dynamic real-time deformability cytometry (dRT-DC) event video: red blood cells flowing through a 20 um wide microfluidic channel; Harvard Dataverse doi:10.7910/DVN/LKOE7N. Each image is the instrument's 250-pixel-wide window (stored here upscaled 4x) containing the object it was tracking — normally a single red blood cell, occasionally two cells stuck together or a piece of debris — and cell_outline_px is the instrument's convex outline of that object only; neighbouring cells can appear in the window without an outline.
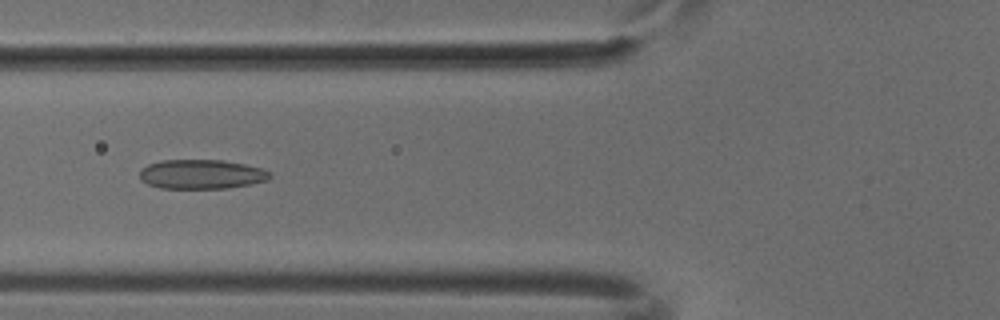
{"species": "common noctule bat (a hibernating species)", "species_latin": "Nyctalus noctula", "temperature_condition": "cold", "stored_images_in_passage": 49, "camera_frame_rate_fps": 3000, "um_per_image_px": 0.085, "animal": {"sex": "male", "body_mass_g": 18.8}, "frame": {"image": 1, "passage_image": 18, "time_ms": 5.667, "image_size_px": [1000, 320], "cell_outline_px": [[272, 176], [268, 180], [228, 188], [160, 188], [148, 184], [140, 180], [140, 168], [148, 164], [160, 160], [224, 160], [244, 164], [260, 168], [272, 172]], "centroid_in_image_um": [17.1, 14.8], "position_along_channel_um": 108.7, "area_um2": 22.37}}
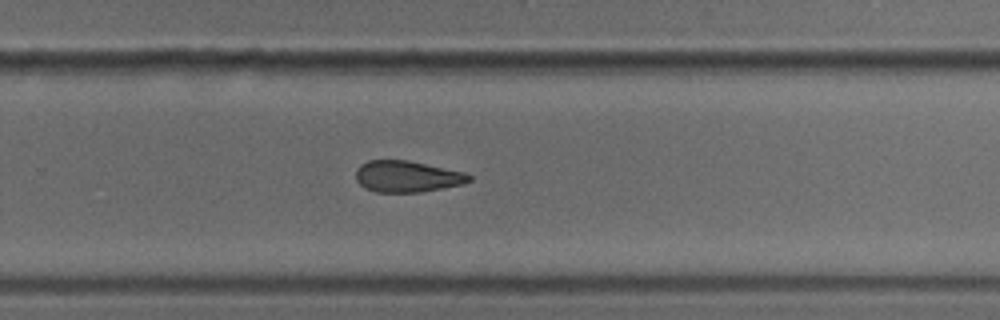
{"frame": {"image": 2, "passage_image": 32, "time_ms": 10.333, "image_size_px": [1000, 320], "cell_outline_px": [[472, 180], [464, 184], [420, 192], [376, 192], [364, 188], [356, 180], [356, 168], [360, 164], [368, 160], [408, 160], [464, 172], [472, 176]], "centroid_in_image_um": [34.59, 15.0], "position_along_channel_um": 295.2, "area_um2": 20.81}}
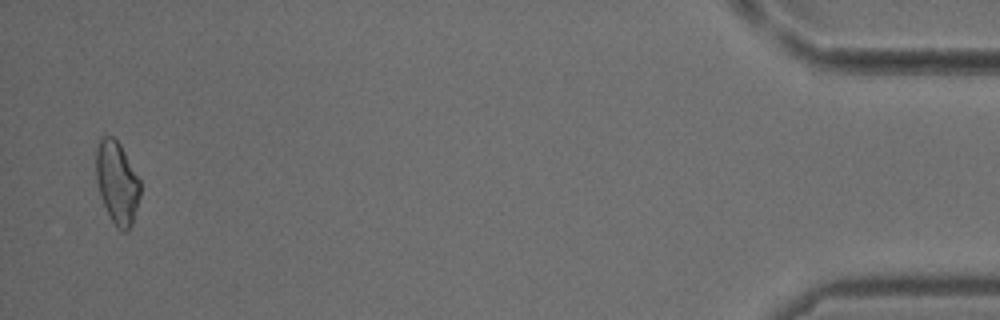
{"frame": {"image": 3, "passage_image": 48, "time_ms": 15.667, "image_size_px": [1000, 320], "cell_outline_px": [[140, 196], [132, 224], [124, 232], [120, 232], [116, 228], [100, 196], [96, 180], [96, 148], [100, 140], [104, 136], [112, 136], [120, 144], [140, 180]], "centroid_in_image_um": [9.95, 15.53], "position_along_channel_um": 425.3, "area_um2": 21.1}}